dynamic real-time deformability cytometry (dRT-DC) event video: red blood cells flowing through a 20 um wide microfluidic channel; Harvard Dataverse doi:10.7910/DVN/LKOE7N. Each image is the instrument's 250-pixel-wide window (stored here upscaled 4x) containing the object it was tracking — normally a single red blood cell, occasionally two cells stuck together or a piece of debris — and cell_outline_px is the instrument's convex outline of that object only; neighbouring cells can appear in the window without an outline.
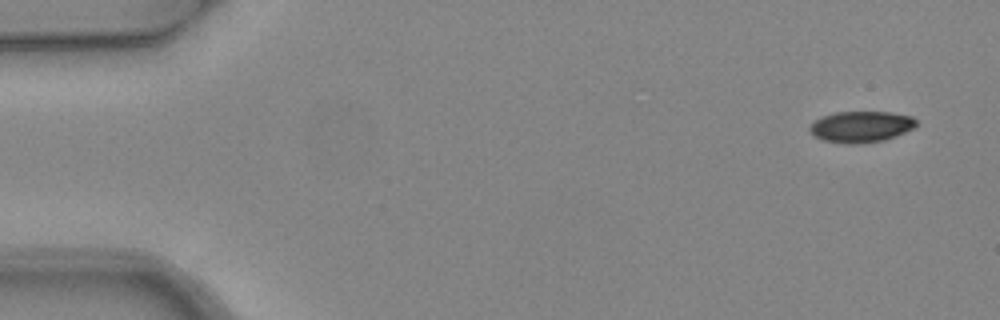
{"species": "common noctule bat (a hibernating species)", "species_latin": "Nyctalus noctula", "temperature_condition": "warm", "stored_images_in_passage": 4, "camera_frame_rate_fps": 3000, "um_per_image_px": 0.085, "animal": {"sex": "female", "body_mass_g": 24.6, "forearm_length_mm": 56.2}, "frame": {"image": 1, "passage_image": 1, "time_ms": 0.0, "image_size_px": [1000, 320], "cell_outline_px": [[916, 124], [912, 128], [904, 132], [884, 140], [856, 144], [848, 144], [824, 140], [808, 132], [808, 128], [820, 116], [836, 112], [888, 112], [912, 116], [916, 120]], "centroid_in_image_um": [73.15, 10.76], "position_along_channel_um": 11.8, "area_um2": 19.19}}
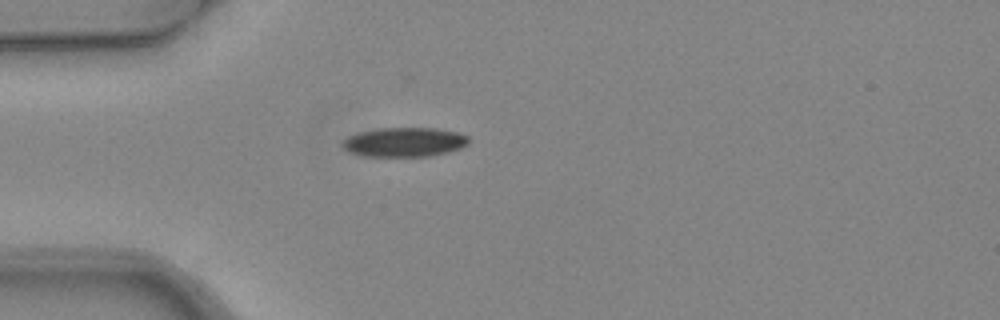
{"frame": {"image": 2, "passage_image": 4, "time_ms": 1.0, "image_size_px": [1000, 320], "cell_outline_px": [[468, 144], [460, 148], [448, 152], [428, 156], [364, 156], [348, 152], [340, 144], [348, 136], [356, 132], [376, 128], [436, 128], [456, 132], [468, 136]], "centroid_in_image_um": [34.33, 12.07], "position_along_channel_um": 50.7, "area_um2": 21.68}}